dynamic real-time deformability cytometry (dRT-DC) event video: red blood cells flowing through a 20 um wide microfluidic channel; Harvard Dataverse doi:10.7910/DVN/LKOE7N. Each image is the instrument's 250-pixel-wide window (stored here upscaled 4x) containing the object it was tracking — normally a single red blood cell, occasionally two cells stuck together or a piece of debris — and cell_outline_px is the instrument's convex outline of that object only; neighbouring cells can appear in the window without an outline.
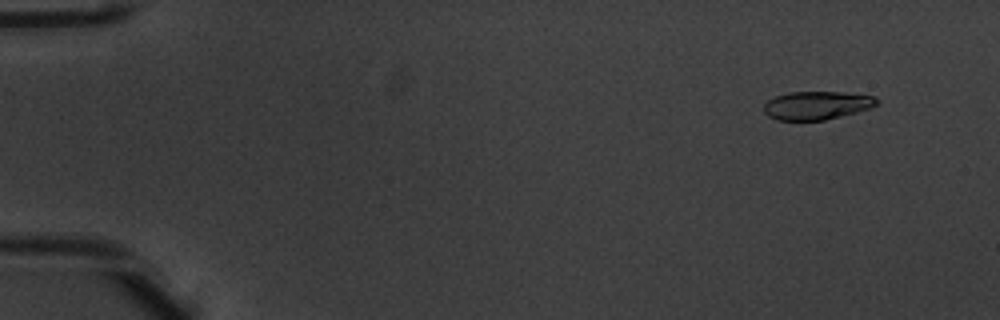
{"species": "common noctule bat (a hibernating species)", "species_latin": "Nyctalus noctula", "temperature_condition": "warm", "stored_images_in_passage": 53, "camera_frame_rate_fps": 3000, "um_per_image_px": 0.085, "animal": {"sex": "male", "body_mass_g": 20.1, "forearm_length_mm": 53.5}, "frame": {"image": 1, "passage_image": 5, "time_ms": 1.333, "image_size_px": [1000, 320], "cell_outline_px": [[880, 104], [872, 108], [824, 120], [776, 120], [768, 116], [764, 112], [764, 104], [768, 100], [776, 96], [788, 92], [840, 92], [876, 96], [880, 100]], "centroid_in_image_um": [69.46, 8.95], "position_along_channel_um": 15.5, "area_um2": 18.79}}
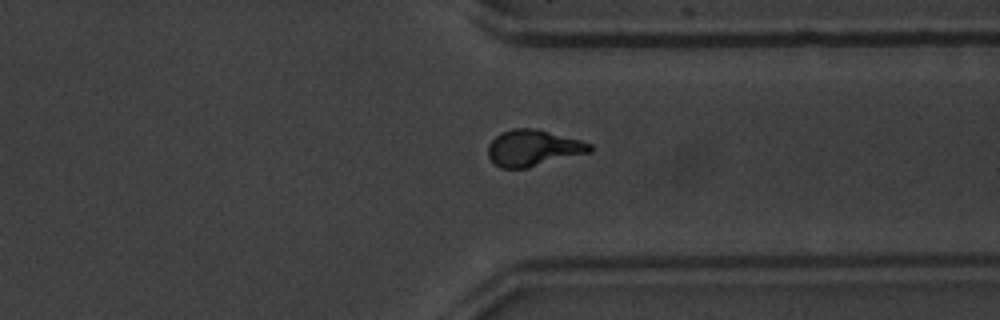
{"frame": {"image": 2, "passage_image": 41, "time_ms": 13.333, "image_size_px": [1000, 320], "cell_outline_px": [[592, 148], [588, 152], [528, 168], [500, 168], [488, 156], [488, 144], [500, 132], [512, 128], [536, 128], [580, 140], [592, 144]], "centroid_in_image_um": [45.28, 12.57], "position_along_channel_um": 366.1, "area_um2": 21.39}}
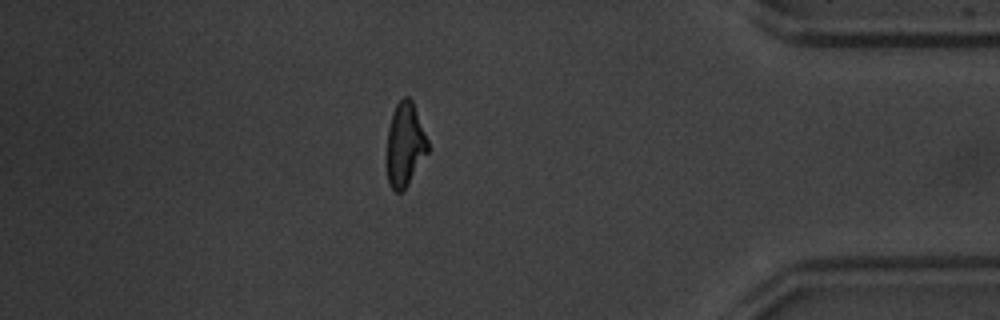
{"frame": {"image": 3, "passage_image": 46, "time_ms": 15.0, "image_size_px": [1000, 320], "cell_outline_px": [[428, 152], [408, 184], [400, 192], [396, 192], [388, 184], [388, 128], [392, 112], [396, 104], [404, 96], [408, 96], [412, 100], [428, 140]], "centroid_in_image_um": [34.43, 12.26], "position_along_channel_um": 400.8, "area_um2": 19.71}, "authors_computed_cell_mechanics": {"area_um2": 20.4612, "velocity_mm_per_s": 3.9623, "shape_relaxation_time_tau1_ms": 4.2815, "shape_relaxation_time_tau2_ms": 1.1213, "deformation_change_tau1": 0.2037, "deformation_change_tau2": 0.0698}}